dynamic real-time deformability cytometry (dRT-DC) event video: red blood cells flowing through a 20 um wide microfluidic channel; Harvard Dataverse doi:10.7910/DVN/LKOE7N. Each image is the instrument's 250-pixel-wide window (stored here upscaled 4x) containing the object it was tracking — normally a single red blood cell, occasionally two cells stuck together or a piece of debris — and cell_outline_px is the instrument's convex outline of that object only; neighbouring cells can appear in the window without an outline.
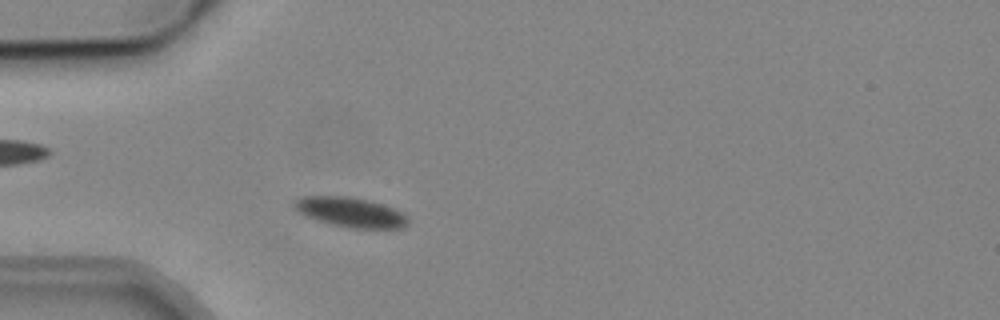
{"species": "common noctule bat (a hibernating species)", "species_latin": "Nyctalus noctula", "temperature_condition": "cold", "stored_images_in_passage": 2, "camera_frame_rate_fps": 3000, "um_per_image_px": 0.085, "animal": {"sex": "male", "body_mass_g": 19.2, "forearm_length_mm": 51.8}, "frame": {"image": 1, "passage_image": 2, "time_ms": 1.333, "image_size_px": [1000, 320], "cell_outline_px": [[408, 224], [404, 228], [348, 228], [332, 224], [308, 216], [292, 208], [292, 204], [300, 196], [348, 196], [368, 200], [384, 204], [408, 216]], "centroid_in_image_um": [29.81, 18.03], "position_along_channel_um": 55.2, "area_um2": 19.65}}